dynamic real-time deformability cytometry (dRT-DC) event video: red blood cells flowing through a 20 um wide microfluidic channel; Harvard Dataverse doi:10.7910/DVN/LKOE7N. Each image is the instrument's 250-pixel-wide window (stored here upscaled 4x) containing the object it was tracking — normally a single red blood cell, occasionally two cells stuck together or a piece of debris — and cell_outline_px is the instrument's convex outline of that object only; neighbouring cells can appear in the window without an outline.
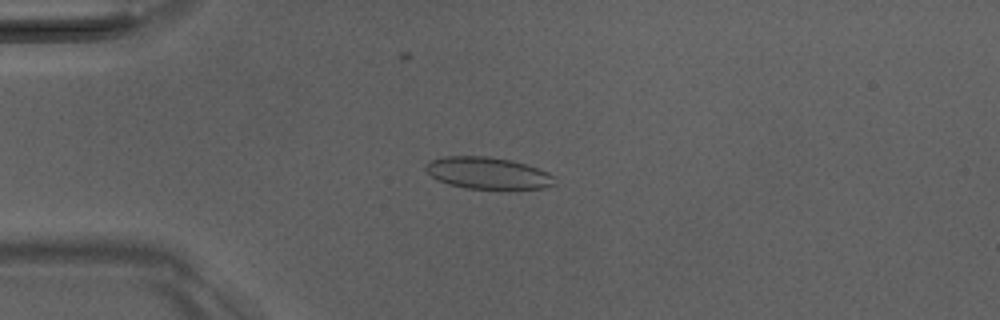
{"species": "Egyptian fruit bat (a non-hibernating species)", "species_latin": "Rousettus aegyptiacus", "temperature_condition": "room temperature", "stored_images_in_passage": 52, "camera_frame_rate_fps": 3000, "um_per_image_px": 0.085, "animal": {"sex": "male"}, "frame": {"image": 1, "passage_image": 13, "time_ms": 4.0, "image_size_px": [1000, 320], "cell_outline_px": [[556, 184], [544, 188], [504, 192], [464, 188], [448, 184], [436, 180], [424, 168], [424, 164], [432, 160], [444, 156], [488, 156], [508, 160], [524, 164], [548, 172], [552, 176]], "centroid_in_image_um": [41.47, 14.77], "position_along_channel_um": 43.5, "area_um2": 24.74}}
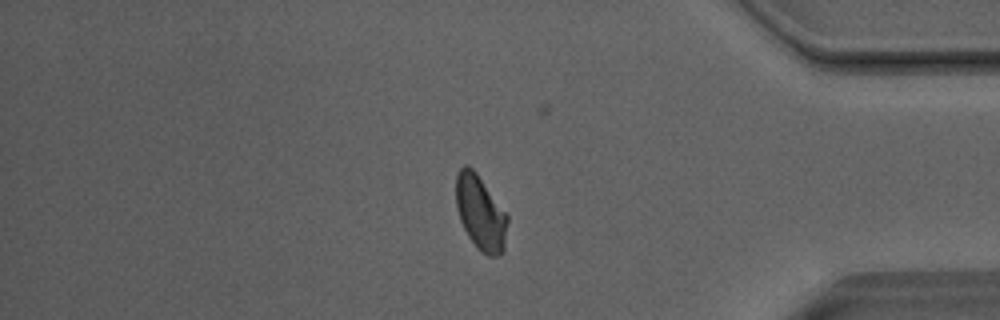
{"frame": {"image": 2, "passage_image": 43, "time_ms": 14.0, "image_size_px": [1000, 320], "cell_outline_px": [[508, 220], [504, 252], [496, 256], [488, 256], [480, 252], [468, 236], [460, 220], [456, 208], [456, 172], [464, 164], [472, 168], [476, 172], [508, 216]], "centroid_in_image_um": [40.83, 18.1], "position_along_channel_um": 394.4, "area_um2": 22.43}}
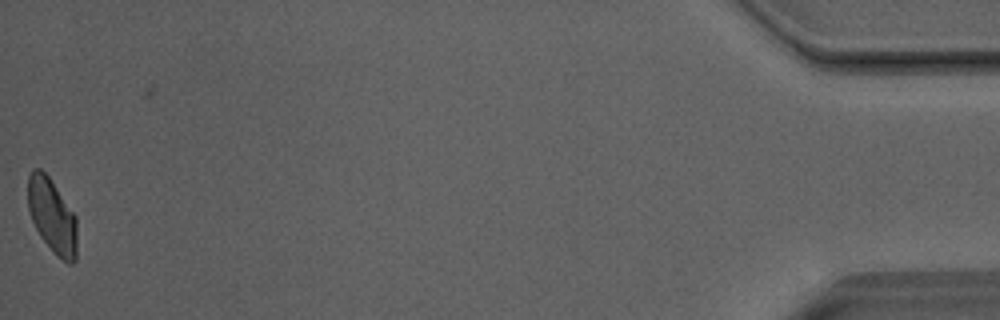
{"frame": {"image": 3, "passage_image": 51, "time_ms": 16.667, "image_size_px": [1000, 320], "cell_outline_px": [[76, 260], [72, 264], [68, 264], [56, 256], [40, 236], [32, 220], [28, 208], [28, 176], [32, 168], [40, 168], [48, 176], [76, 216]], "centroid_in_image_um": [4.43, 18.37], "position_along_channel_um": 430.8, "area_um2": 21.27}, "authors_computed_cell_mechanics": {"area_um2": 22.6287, "velocity_mm_per_s": 4.0326, "shape_relaxation_time_tau1_ms": 5.2124, "shape_relaxation_time_tau2_ms": 1.1594, "deformation_change_tau1": 0.1239, "deformation_change_tau2": 0.0621}}